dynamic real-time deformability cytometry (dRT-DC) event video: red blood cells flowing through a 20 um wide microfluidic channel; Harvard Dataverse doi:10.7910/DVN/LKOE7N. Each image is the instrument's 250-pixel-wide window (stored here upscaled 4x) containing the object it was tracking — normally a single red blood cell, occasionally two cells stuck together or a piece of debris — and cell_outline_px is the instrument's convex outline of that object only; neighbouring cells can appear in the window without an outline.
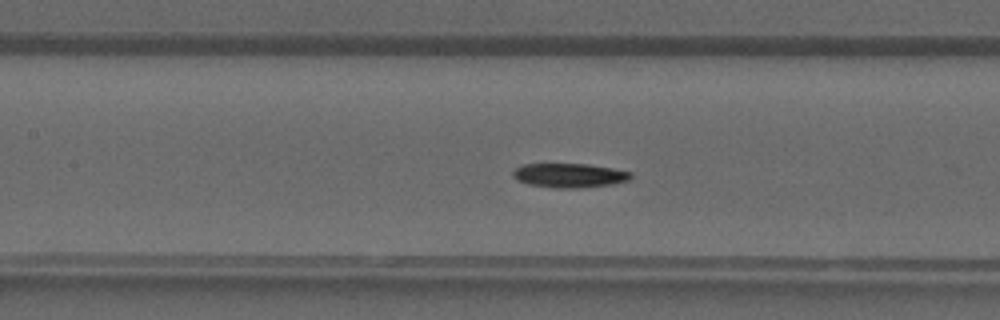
{"species": "common noctule bat (a hibernating species)", "species_latin": "Nyctalus noctula", "temperature_condition": "warm", "stored_images_in_passage": 39, "camera_frame_rate_fps": 3000, "um_per_image_px": 0.085, "animal": {"sex": "male", "forearm_length_mm": 52.5}, "frame": {"image": 1, "passage_image": 18, "time_ms": 5.667, "image_size_px": [1000, 320], "cell_outline_px": [[632, 176], [628, 180], [612, 184], [580, 188], [556, 188], [528, 184], [516, 180], [512, 176], [512, 172], [516, 168], [524, 164], [588, 164], [612, 168], [632, 172]], "centroid_in_image_um": [48.38, 14.91], "position_along_channel_um": 159.0, "area_um2": 16.65}}
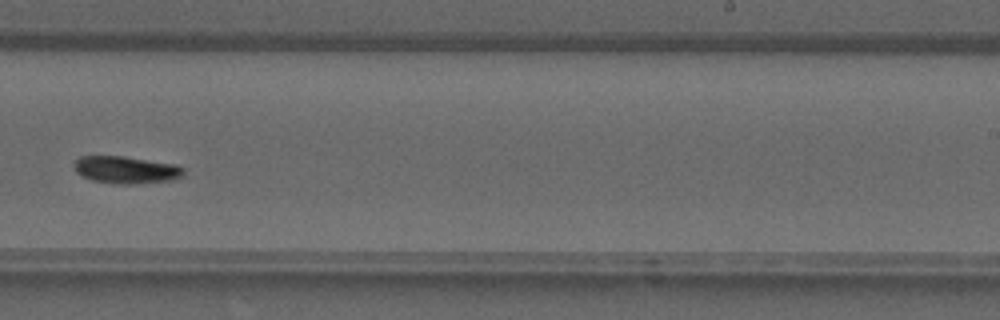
{"frame": {"image": 2, "passage_image": 25, "time_ms": 8.0, "image_size_px": [1000, 320], "cell_outline_px": [[184, 176], [168, 180], [128, 184], [116, 184], [92, 180], [76, 172], [76, 160], [80, 156], [124, 156], [176, 164], [184, 168]], "centroid_in_image_um": [10.74, 14.42], "position_along_channel_um": 278.3, "area_um2": 17.17}}
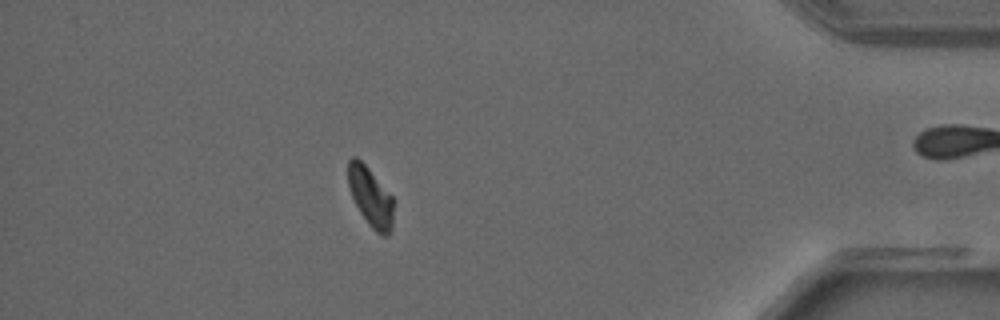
{"frame": {"image": 3, "passage_image": 35, "time_ms": 11.333, "image_size_px": [1000, 320], "cell_outline_px": [[392, 228], [388, 236], [384, 236], [376, 232], [368, 224], [360, 212], [352, 196], [348, 184], [348, 160], [352, 156], [356, 156], [368, 168], [392, 196]], "centroid_in_image_um": [31.48, 16.74], "position_along_channel_um": 403.7, "area_um2": 15.43}}